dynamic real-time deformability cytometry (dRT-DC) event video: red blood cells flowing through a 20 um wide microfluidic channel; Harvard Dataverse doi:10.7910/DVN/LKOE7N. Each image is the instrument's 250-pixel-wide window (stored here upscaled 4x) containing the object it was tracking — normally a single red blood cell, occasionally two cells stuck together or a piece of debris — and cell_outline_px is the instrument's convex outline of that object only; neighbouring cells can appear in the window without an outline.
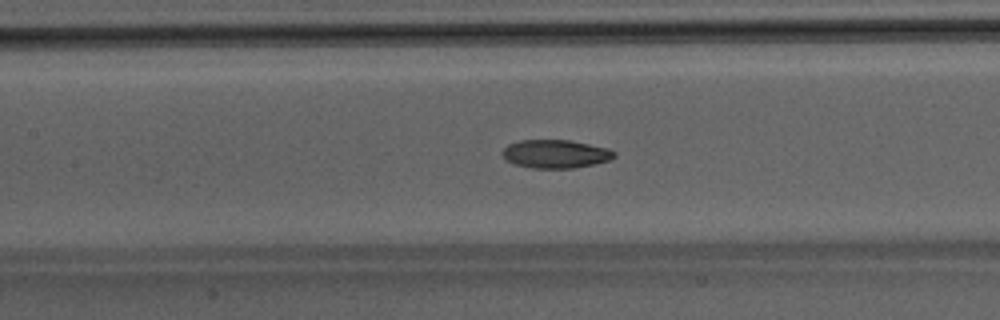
{"species": "Egyptian fruit bat (a non-hibernating species)", "species_latin": "Rousettus aegyptiacus", "temperature_condition": "room temperature", "stored_images_in_passage": 49, "camera_frame_rate_fps": 3000, "um_per_image_px": 0.085, "animal": {"sex": "male"}, "frame": {"image": 1, "passage_image": 22, "time_ms": 7.0, "image_size_px": [1000, 320], "cell_outline_px": [[616, 156], [608, 160], [592, 164], [572, 168], [532, 168], [512, 164], [504, 160], [500, 152], [508, 144], [520, 140], [568, 140], [608, 148], [616, 152]], "centroid_in_image_um": [47.15, 13.08], "position_along_channel_um": 160.3, "area_um2": 18.55}}